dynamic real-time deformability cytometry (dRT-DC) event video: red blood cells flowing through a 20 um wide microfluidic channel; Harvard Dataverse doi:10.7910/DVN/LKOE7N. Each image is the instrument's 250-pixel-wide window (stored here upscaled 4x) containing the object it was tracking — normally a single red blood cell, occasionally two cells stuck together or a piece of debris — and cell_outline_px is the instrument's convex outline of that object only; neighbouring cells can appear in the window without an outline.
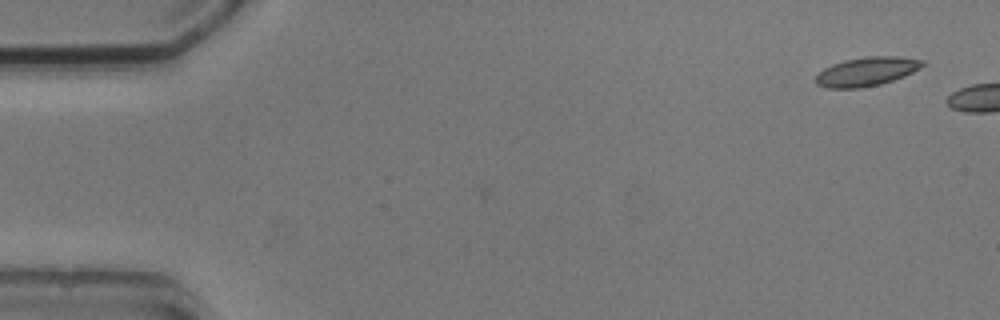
{"species": "common noctule bat (a hibernating species)", "species_latin": "Nyctalus noctula", "temperature_condition": "cold", "stored_images_in_passage": 2, "camera_frame_rate_fps": 3000, "um_per_image_px": 0.085, "animal": {"sex": "male", "body_mass_g": 20.5, "forearm_length_mm": 52.5}, "frame": {"image": 1, "passage_image": 2, "time_ms": 2.0, "image_size_px": [1000, 320], "cell_outline_px": [[928, 64], [904, 76], [880, 84], [860, 88], [828, 88], [816, 84], [816, 76], [824, 68], [832, 64], [844, 60], [868, 56], [896, 56], [924, 60]], "centroid_in_image_um": [73.69, 6.07], "position_along_channel_um": 11.3, "area_um2": 17.98}}